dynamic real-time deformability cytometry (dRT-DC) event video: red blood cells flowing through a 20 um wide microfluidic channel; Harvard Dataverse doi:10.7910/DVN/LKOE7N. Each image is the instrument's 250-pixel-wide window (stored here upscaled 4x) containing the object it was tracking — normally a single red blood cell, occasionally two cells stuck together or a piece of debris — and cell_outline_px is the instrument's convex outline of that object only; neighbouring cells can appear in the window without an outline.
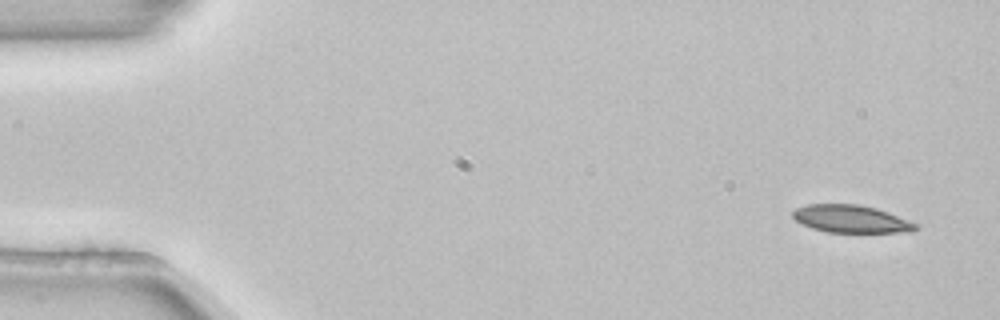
{"species": "common noctule bat (a hibernating species)", "species_latin": "Nyctalus noctula", "temperature_condition": "room temperature", "stored_images_in_passage": 4, "camera_frame_rate_fps": 3000, "um_per_image_px": 0.085, "animal": {"sex": "female", "body_mass_g": 22.7, "forearm_length_mm": 54.2}, "frame": {"image": 1, "passage_image": 1, "time_ms": 0.0, "image_size_px": [1000, 320], "cell_outline_px": [[920, 224], [912, 232], [828, 232], [812, 228], [796, 220], [792, 216], [792, 212], [796, 208], [808, 204], [856, 204], [876, 208]], "centroid_in_image_um": [72.36, 18.61], "position_along_channel_um": 12.6, "area_um2": 19.65}}
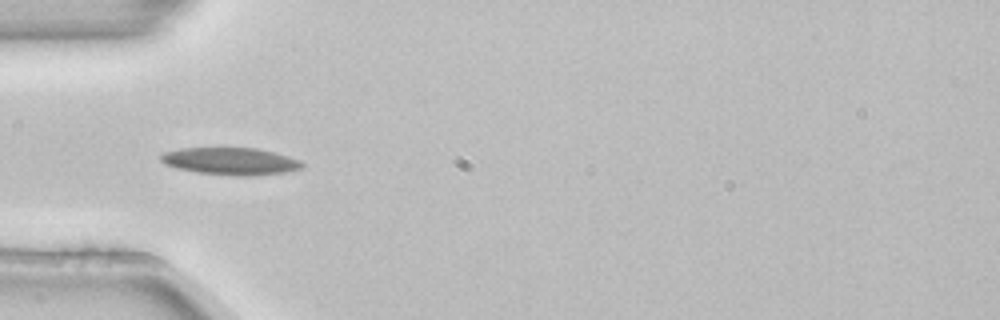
{"frame": {"image": 2, "passage_image": 4, "time_ms": 1.0, "image_size_px": [1000, 320], "cell_outline_px": [[304, 164], [300, 168], [284, 172], [248, 176], [232, 176], [196, 172], [176, 168], [164, 164], [160, 160], [160, 152], [180, 148], [256, 148], [288, 156], [300, 160]], "centroid_in_image_um": [19.52, 13.7], "position_along_channel_um": 65.5, "area_um2": 22.48}}